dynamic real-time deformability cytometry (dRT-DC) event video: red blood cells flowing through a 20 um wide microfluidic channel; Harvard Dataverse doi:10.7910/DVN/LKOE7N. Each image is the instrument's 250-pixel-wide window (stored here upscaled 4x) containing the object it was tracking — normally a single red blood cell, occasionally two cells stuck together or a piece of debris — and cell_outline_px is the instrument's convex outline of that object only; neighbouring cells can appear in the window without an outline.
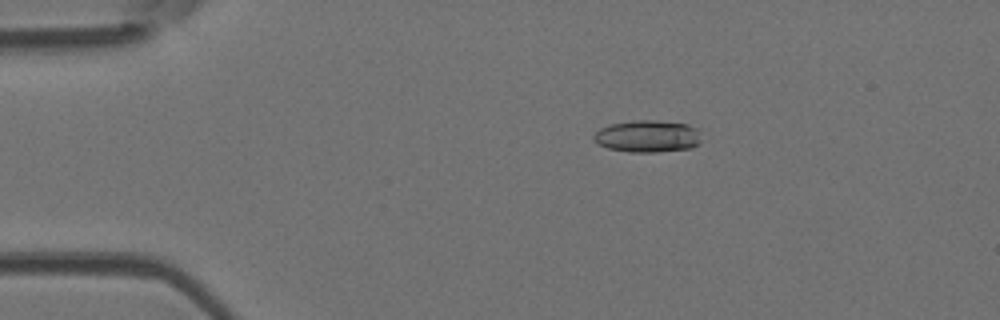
{"species": "Egyptian fruit bat (a non-hibernating species)", "species_latin": "Rousettus aegyptiacus", "temperature_condition": "room temperature", "stored_images_in_passage": 52, "camera_frame_rate_fps": 3000, "um_per_image_px": 0.085, "animal": {"sex": "female"}, "frame": {"image": 1, "passage_image": 10, "time_ms": 3.0, "image_size_px": [1000, 320], "cell_outline_px": [[700, 140], [692, 148], [656, 152], [628, 152], [608, 148], [592, 140], [592, 136], [600, 128], [612, 124], [636, 120], [656, 120], [688, 124], [700, 128]], "centroid_in_image_um": [55.07, 11.58], "position_along_channel_um": 29.9, "area_um2": 20.23}}
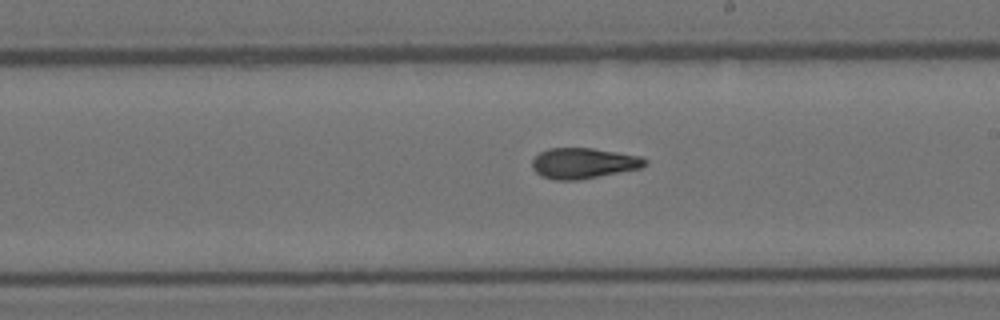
{"frame": {"image": 2, "passage_image": 30, "time_ms": 9.667, "image_size_px": [1000, 320], "cell_outline_px": [[648, 160], [640, 168], [580, 180], [556, 180], [540, 176], [532, 168], [532, 160], [540, 152], [548, 148], [592, 148], [644, 156]], "centroid_in_image_um": [49.59, 13.87], "position_along_channel_um": 239.4, "area_um2": 20.23}}
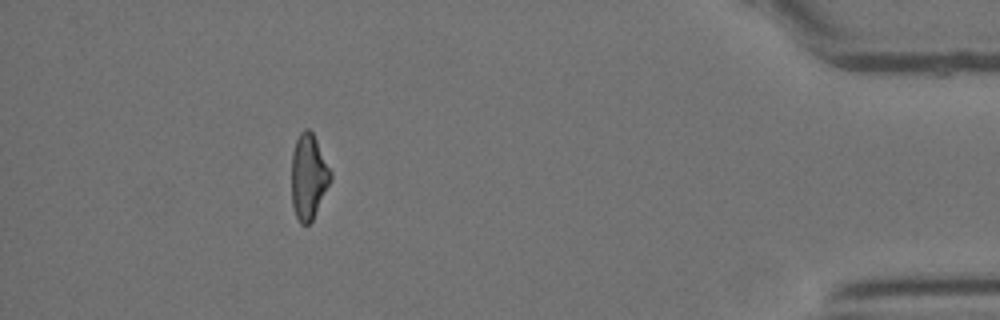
{"frame": {"image": 3, "passage_image": 47, "time_ms": 15.333, "image_size_px": [1000, 320], "cell_outline_px": [[332, 180], [312, 220], [308, 224], [300, 224], [296, 216], [292, 204], [292, 152], [296, 140], [300, 132], [304, 128], [308, 128], [312, 132], [332, 172]], "centroid_in_image_um": [26.23, 15.01], "position_along_channel_um": 409.0, "area_um2": 19.36}, "authors_computed_cell_mechanics": {"area_um2": 19.9121, "velocity_mm_per_s": 3.9509, "shape_relaxation_time_tau1_ms": 7.1534, "shape_relaxation_time_tau2_ms": 3.0865, "deformation_change_tau1": 0.1869, "deformation_change_tau2": 0.1129}}